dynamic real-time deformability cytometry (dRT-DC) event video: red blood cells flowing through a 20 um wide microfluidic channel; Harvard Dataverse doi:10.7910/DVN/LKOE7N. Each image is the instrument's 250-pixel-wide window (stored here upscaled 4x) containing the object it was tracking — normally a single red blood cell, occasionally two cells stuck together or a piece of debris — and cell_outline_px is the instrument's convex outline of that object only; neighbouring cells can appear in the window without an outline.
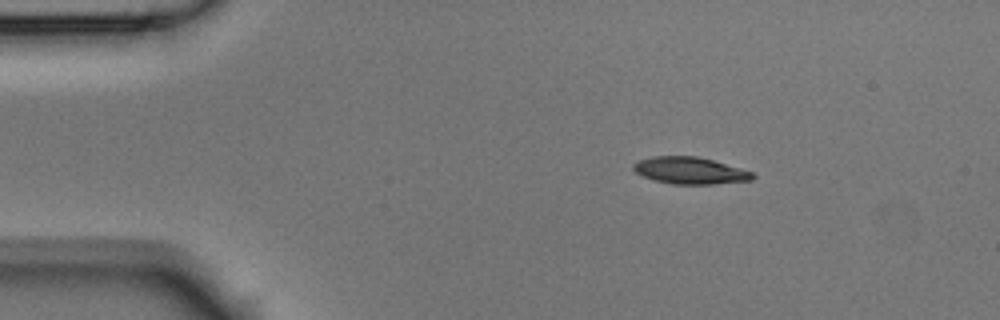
{"species": "Egyptian fruit bat (a non-hibernating species)", "species_latin": "Rousettus aegyptiacus", "temperature_condition": "room temperature", "stored_images_in_passage": 4, "camera_frame_rate_fps": 3000, "um_per_image_px": 0.085, "animal": {"sex": "male"}, "frame": {"image": 1, "passage_image": 2, "time_ms": 0.333, "image_size_px": [1000, 320], "cell_outline_px": [[756, 176], [752, 180], [712, 184], [672, 184], [656, 180], [644, 176], [636, 172], [632, 168], [632, 164], [640, 160], [652, 156], [696, 156], [712, 160], [740, 168], [752, 172]], "centroid_in_image_um": [58.65, 14.49], "position_along_channel_um": 26.4, "area_um2": 18.5}}
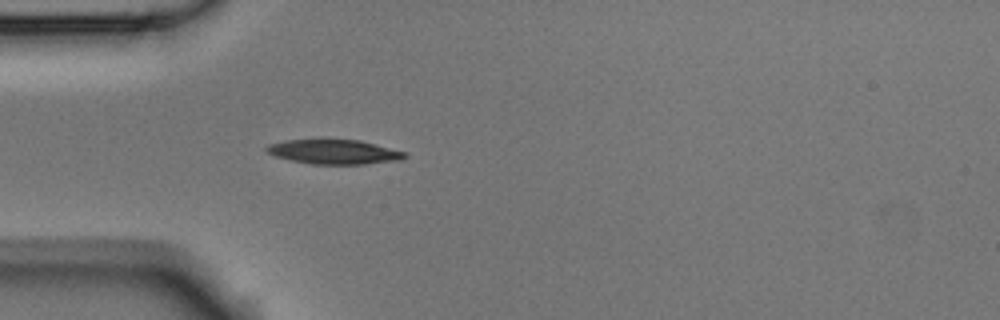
{"frame": {"image": 2, "passage_image": 4, "time_ms": 1.0, "image_size_px": [1000, 320], "cell_outline_px": [[408, 156], [400, 160], [364, 164], [312, 164], [292, 160], [276, 156], [268, 152], [264, 148], [268, 144], [288, 140], [320, 136], [360, 140], [408, 152]], "centroid_in_image_um": [28.4, 12.85], "position_along_channel_um": 56.6, "area_um2": 20.63}}